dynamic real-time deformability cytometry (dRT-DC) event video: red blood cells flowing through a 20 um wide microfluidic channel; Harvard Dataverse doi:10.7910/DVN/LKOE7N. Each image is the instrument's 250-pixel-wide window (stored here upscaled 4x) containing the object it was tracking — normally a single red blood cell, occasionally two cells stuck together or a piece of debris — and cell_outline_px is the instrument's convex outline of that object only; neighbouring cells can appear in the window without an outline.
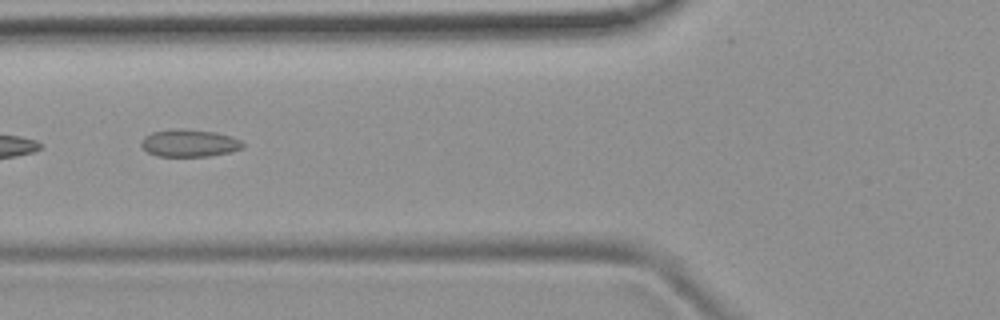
{"species": "common noctule bat (a hibernating species)", "species_latin": "Nyctalus noctula", "temperature_condition": "room temperature", "stored_images_in_passage": 7, "camera_frame_rate_fps": 3000, "um_per_image_px": 0.085, "animal": {"sex": "female", "body_mass_g": 19.9}, "frame": {"image": 1, "passage_image": 6, "time_ms": 6.0, "image_size_px": [1000, 320], "cell_outline_px": [[244, 148], [232, 152], [208, 156], [156, 156], [148, 152], [140, 144], [140, 140], [144, 136], [152, 132], [180, 128], [216, 132], [232, 136], [240, 140], [244, 144]], "centroid_in_image_um": [16.11, 12.16], "position_along_channel_um": 109.7, "area_um2": 16.36}}
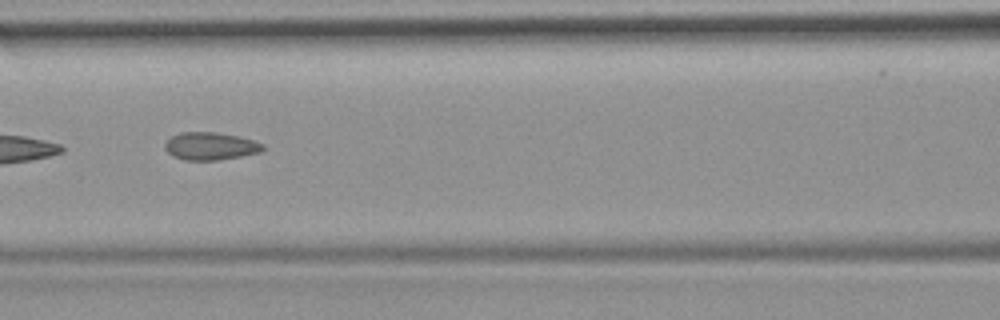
{"frame": {"image": 2, "passage_image": 7, "time_ms": 7.0, "image_size_px": [1000, 320], "cell_outline_px": [[264, 148], [260, 152], [240, 156], [216, 160], [184, 160], [172, 156], [164, 148], [164, 144], [172, 136], [180, 132], [212, 132], [236, 136], [252, 140], [264, 144]], "centroid_in_image_um": [17.85, 12.42], "position_along_channel_um": 148.8, "area_um2": 15.61}}